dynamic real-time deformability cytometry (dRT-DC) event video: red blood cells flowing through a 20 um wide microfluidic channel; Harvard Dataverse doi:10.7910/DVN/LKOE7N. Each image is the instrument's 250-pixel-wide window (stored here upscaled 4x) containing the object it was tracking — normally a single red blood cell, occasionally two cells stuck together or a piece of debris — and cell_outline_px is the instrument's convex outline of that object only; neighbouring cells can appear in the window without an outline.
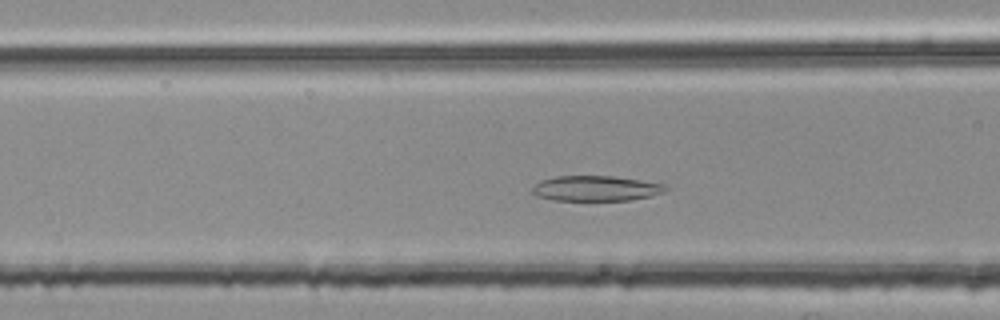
{"species": "common noctule bat (a hibernating species)", "species_latin": "Nyctalus noctula", "temperature_condition": "room temperature", "stored_images_in_passage": 40, "camera_frame_rate_fps": 3000, "um_per_image_px": 0.085, "animal": {"sex": "female", "body_mass_g": 25.1}, "frame": {"image": 1, "passage_image": 15, "time_ms": 4.667, "image_size_px": [1000, 320], "cell_outline_px": [[668, 188], [664, 192], [652, 196], [632, 200], [552, 200], [540, 196], [532, 192], [532, 188], [540, 180], [556, 176], [612, 176], [640, 180], [664, 184]], "centroid_in_image_um": [50.67, 16.01], "position_along_channel_um": 115.9, "area_um2": 19.54}}
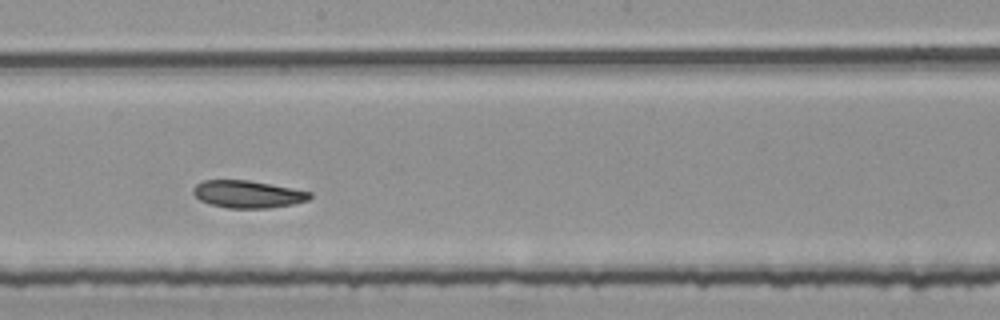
{"frame": {"image": 2, "passage_image": 24, "time_ms": 7.667, "image_size_px": [1000, 320], "cell_outline_px": [[312, 196], [308, 200], [292, 204], [268, 208], [228, 208], [208, 204], [200, 200], [192, 192], [192, 188], [196, 184], [204, 180], [248, 180], [292, 188], [312, 192]], "centroid_in_image_um": [21.04, 16.51], "position_along_channel_um": 227.2, "area_um2": 18.61}}
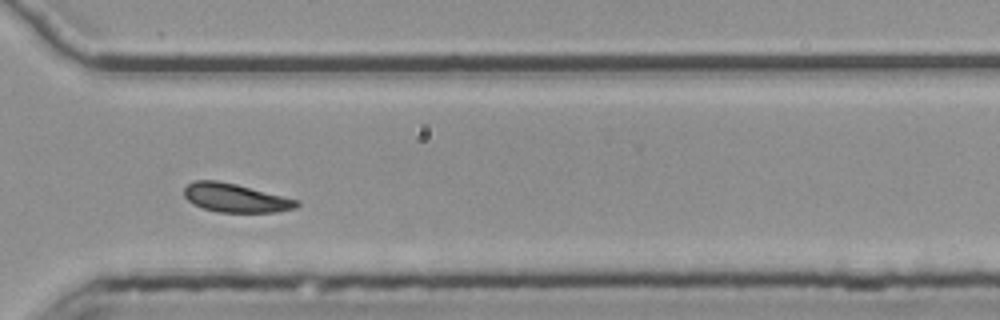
{"frame": {"image": 3, "passage_image": 34, "time_ms": 11.0, "image_size_px": [1000, 320], "cell_outline_px": [[300, 204], [296, 208], [276, 212], [216, 212], [192, 204], [184, 196], [184, 188], [188, 184], [196, 180], [216, 180], [236, 184], [300, 200]], "centroid_in_image_um": [20.02, 16.82], "position_along_channel_um": 350.6, "area_um2": 18.84}, "authors_computed_cell_mechanics": {"area_um2": 19.3052, "velocity_mm_per_s": 3.7076, "shape_relaxation_time_tau1_ms": 5.2608, "shape_relaxation_time_tau2_ms": 5.8223, "deformation_change_tau1": 0.1211, "deformation_change_tau2": 0.0982}}